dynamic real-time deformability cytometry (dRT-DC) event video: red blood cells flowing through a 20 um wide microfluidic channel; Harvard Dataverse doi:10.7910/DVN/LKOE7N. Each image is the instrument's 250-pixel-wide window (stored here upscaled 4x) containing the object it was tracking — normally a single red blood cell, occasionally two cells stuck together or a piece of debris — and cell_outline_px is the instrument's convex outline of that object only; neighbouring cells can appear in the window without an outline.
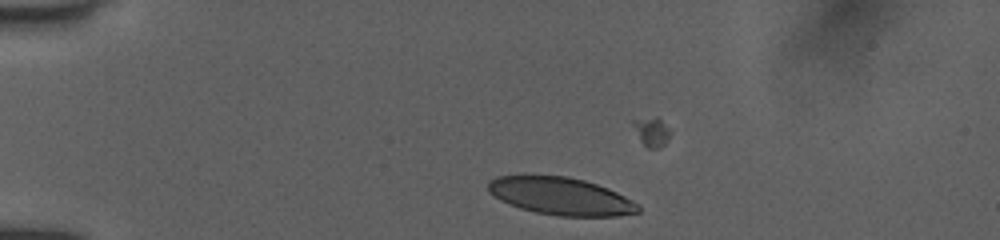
{"species": "human", "species_latin": "Homo sapiens", "temperature_condition": "room temperature", "stored_images_in_passage": 26, "camera_frame_rate_fps": 3000, "um_per_image_px": 0.085, "donor": {"sex": "female"}, "frame": {"image": 1, "passage_image": 9, "time_ms": 2.667, "image_size_px": [1000, 240], "cell_outline_px": [[640, 212], [616, 216], [560, 216], [536, 212], [520, 208], [500, 200], [488, 192], [488, 180], [496, 176], [568, 176], [584, 180], [608, 188], [640, 204]], "centroid_in_image_um": [47.67, 16.68], "position_along_channel_um": 37.3, "area_um2": 32.71}}
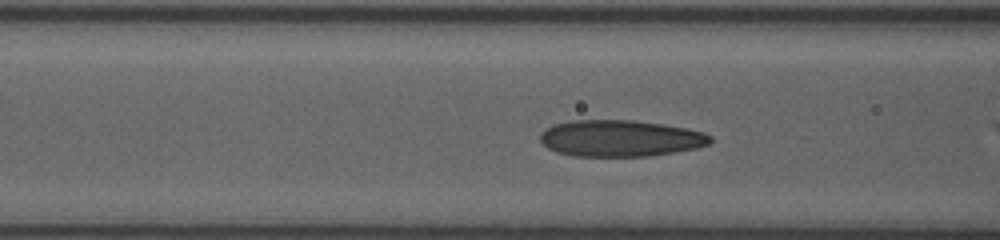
{"frame": {"image": 2, "passage_image": 19, "time_ms": 6.0, "image_size_px": [1000, 240], "cell_outline_px": [[712, 140], [708, 144], [696, 148], [648, 156], [572, 156], [556, 152], [548, 148], [540, 140], [540, 132], [544, 128], [552, 124], [568, 120], [636, 120], [664, 124], [704, 132], [712, 136]], "centroid_in_image_um": [52.67, 11.74], "position_along_channel_um": 113.9, "area_um2": 36.41}}
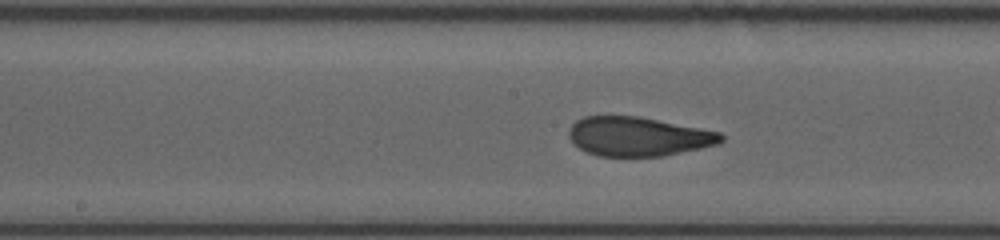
{"frame": {"image": 3, "passage_image": 25, "time_ms": 8.0, "image_size_px": [1000, 240], "cell_outline_px": [[724, 140], [720, 144], [664, 156], [600, 156], [588, 152], [580, 148], [568, 136], [568, 132], [572, 124], [576, 120], [584, 116], [640, 116], [720, 132], [724, 136]], "centroid_in_image_um": [54.28, 11.6], "position_along_channel_um": 193.9, "area_um2": 34.74}}